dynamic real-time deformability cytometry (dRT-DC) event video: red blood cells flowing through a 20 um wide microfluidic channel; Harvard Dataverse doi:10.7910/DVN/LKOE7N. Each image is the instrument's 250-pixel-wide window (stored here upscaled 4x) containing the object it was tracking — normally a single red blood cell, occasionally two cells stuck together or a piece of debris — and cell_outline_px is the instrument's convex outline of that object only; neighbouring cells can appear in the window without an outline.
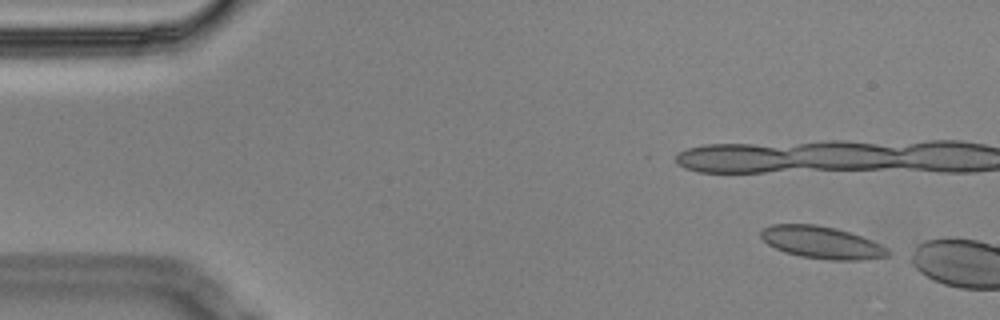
{"species": "Egyptian fruit bat (a non-hibernating species)", "species_latin": "Rousettus aegyptiacus", "temperature_condition": "cold", "stored_images_in_passage": 9, "camera_frame_rate_fps": 3000, "um_per_image_px": 0.085, "animal": {"sex": "male"}, "frame": {"image": 1, "passage_image": 1, "time_ms": 0.0, "image_size_px": [1000, 320], "cell_outline_px": [[888, 256], [860, 260], [828, 260], [800, 256], [784, 252], [768, 244], [760, 236], [760, 232], [764, 228], [772, 224], [816, 224], [836, 228], [860, 236], [880, 244], [888, 248]], "centroid_in_image_um": [69.82, 20.61], "position_along_channel_um": 15.2, "area_um2": 23.7}}